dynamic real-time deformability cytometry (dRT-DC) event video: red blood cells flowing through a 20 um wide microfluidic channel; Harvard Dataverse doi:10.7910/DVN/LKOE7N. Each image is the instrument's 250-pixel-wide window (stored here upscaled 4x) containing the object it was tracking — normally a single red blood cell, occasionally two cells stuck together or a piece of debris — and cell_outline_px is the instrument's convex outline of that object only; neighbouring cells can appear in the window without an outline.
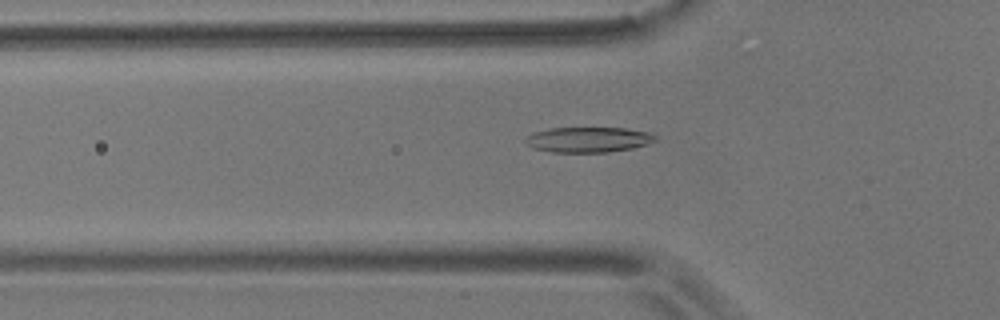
{"species": "common noctule bat (a hibernating species)", "species_latin": "Nyctalus noctula", "temperature_condition": "room temperature", "stored_images_in_passage": 50, "camera_frame_rate_fps": 3000, "um_per_image_px": 0.085, "animal": {"sex": "male", "body_mass_g": 17.9}, "frame": {"image": 1, "passage_image": 18, "time_ms": 5.667, "image_size_px": [1000, 320], "cell_outline_px": [[656, 140], [648, 144], [632, 148], [608, 152], [552, 152], [532, 148], [524, 144], [524, 140], [532, 132], [548, 128], [624, 128], [648, 132], [656, 136]], "centroid_in_image_um": [49.95, 11.87], "position_along_channel_um": 75.8, "area_um2": 19.25}}
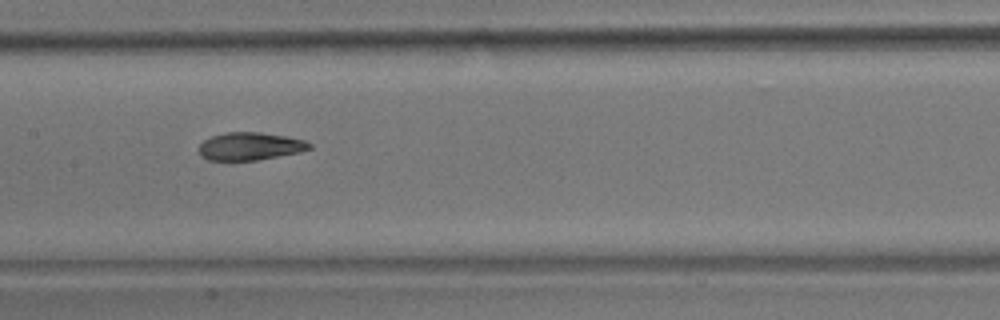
{"frame": {"image": 2, "passage_image": 27, "time_ms": 8.667, "image_size_px": [1000, 320], "cell_outline_px": [[312, 148], [300, 152], [256, 160], [208, 160], [200, 156], [200, 144], [204, 140], [212, 136], [224, 132], [260, 132], [284, 136], [304, 140], [312, 144]], "centroid_in_image_um": [21.25, 12.43], "position_along_channel_um": 186.1, "area_um2": 17.8}}
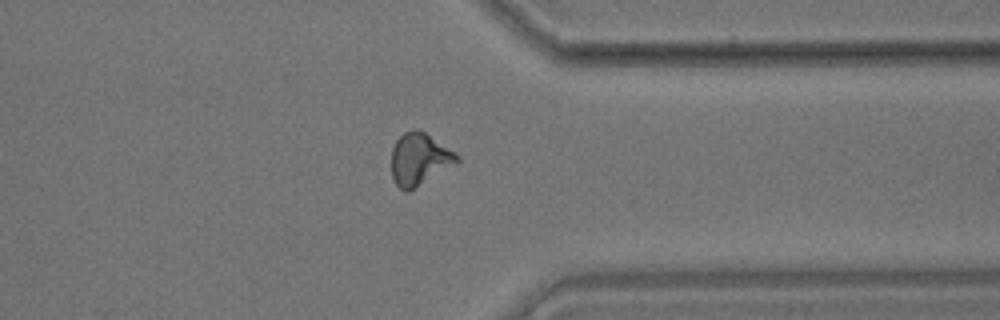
{"frame": {"image": 3, "passage_image": 43, "time_ms": 14.0, "image_size_px": [1000, 320], "cell_outline_px": [[460, 160], [456, 164], [408, 192], [404, 192], [396, 184], [392, 176], [392, 148], [396, 140], [404, 132], [416, 128], [424, 132], [456, 152], [460, 156]], "centroid_in_image_um": [35.66, 13.53], "position_along_channel_um": 375.7, "area_um2": 19.94}, "authors_computed_cell_mechanics": {"area_um2": 18.9873, "velocity_mm_per_s": 3.6392, "shape_relaxation_time_tau1_ms": 5.1653, "shape_relaxation_time_tau2_ms": 2.1175, "deformation_change_tau1": 0.1669, "deformation_change_tau2": 0.0886}}